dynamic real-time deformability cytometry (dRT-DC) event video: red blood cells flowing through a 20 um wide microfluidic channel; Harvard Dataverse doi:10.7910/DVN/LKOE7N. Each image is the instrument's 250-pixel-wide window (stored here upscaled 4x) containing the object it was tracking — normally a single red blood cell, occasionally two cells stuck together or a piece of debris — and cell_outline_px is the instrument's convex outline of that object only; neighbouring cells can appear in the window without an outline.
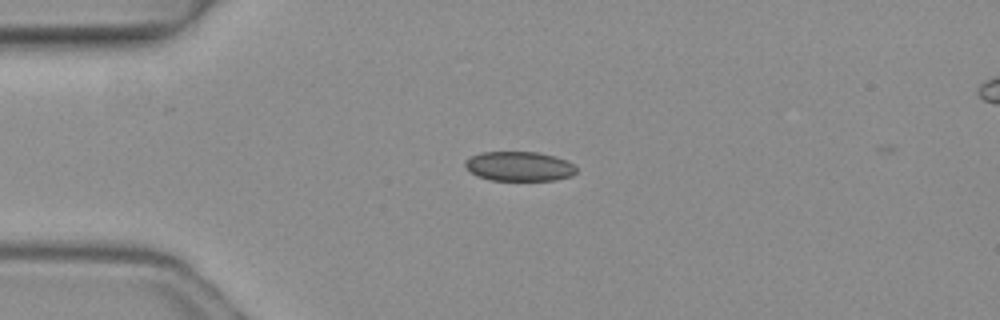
{"species": "common noctule bat (a hibernating species)", "species_latin": "Nyctalus noctula", "temperature_condition": "warm", "stored_images_in_passage": 4, "camera_frame_rate_fps": 3000, "um_per_image_px": 0.085, "animal": {"sex": "female", "body_mass_g": 19.3, "forearm_length_mm": 54.1}, "frame": {"image": 1, "passage_image": 2, "time_ms": 0.333, "image_size_px": [1000, 320], "cell_outline_px": [[576, 172], [572, 176], [556, 180], [488, 180], [476, 176], [464, 164], [464, 160], [480, 152], [540, 152], [556, 156], [568, 160], [576, 168]], "centroid_in_image_um": [44.15, 14.13], "position_along_channel_um": 40.8, "area_um2": 19.31}}
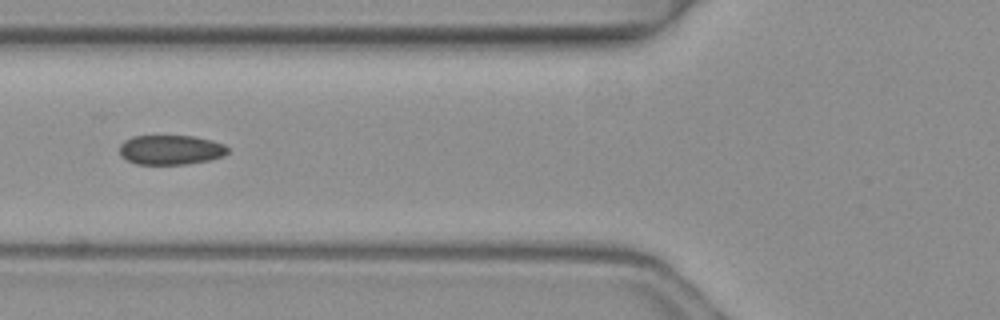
{"frame": {"image": 2, "passage_image": 4, "time_ms": 1.0, "image_size_px": [1000, 320], "cell_outline_px": [[228, 152], [224, 156], [212, 160], [184, 164], [136, 164], [120, 156], [120, 144], [124, 140], [132, 136], [192, 136], [212, 140], [224, 144], [228, 148]], "centroid_in_image_um": [14.52, 12.73], "position_along_channel_um": 111.3, "area_um2": 18.79}}